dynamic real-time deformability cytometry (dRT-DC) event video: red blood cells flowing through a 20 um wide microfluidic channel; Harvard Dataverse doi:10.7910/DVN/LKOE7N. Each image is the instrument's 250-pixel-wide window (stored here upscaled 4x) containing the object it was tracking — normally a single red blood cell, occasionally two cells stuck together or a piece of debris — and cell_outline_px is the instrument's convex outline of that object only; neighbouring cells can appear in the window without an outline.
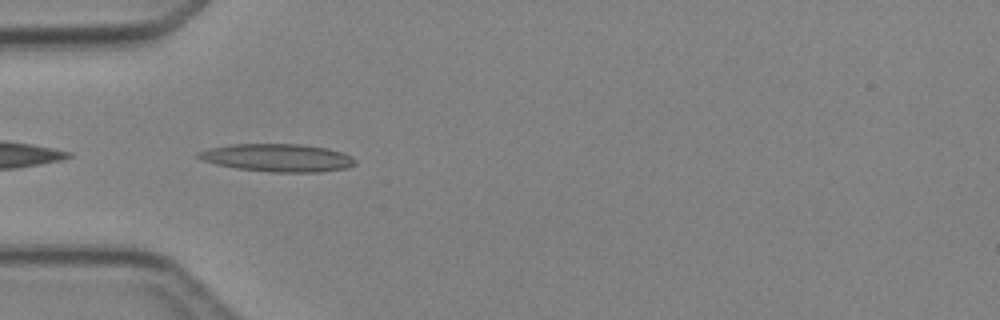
{"species": "Egyptian fruit bat (a non-hibernating species)", "species_latin": "Rousettus aegyptiacus", "temperature_condition": "cold", "stored_images_in_passage": 5, "camera_frame_rate_fps": 3000, "um_per_image_px": 0.085, "animal": {"sex": "female"}, "frame": {"image": 1, "passage_image": 4, "time_ms": 3.333, "image_size_px": [1000, 320], "cell_outline_px": [[356, 164], [348, 168], [320, 172], [272, 172], [236, 168], [216, 164], [204, 160], [196, 156], [196, 152], [208, 148], [232, 144], [300, 144], [328, 148], [344, 152], [352, 156], [356, 160]], "centroid_in_image_um": [23.64, 13.4], "position_along_channel_um": 61.4, "area_um2": 25.61}}
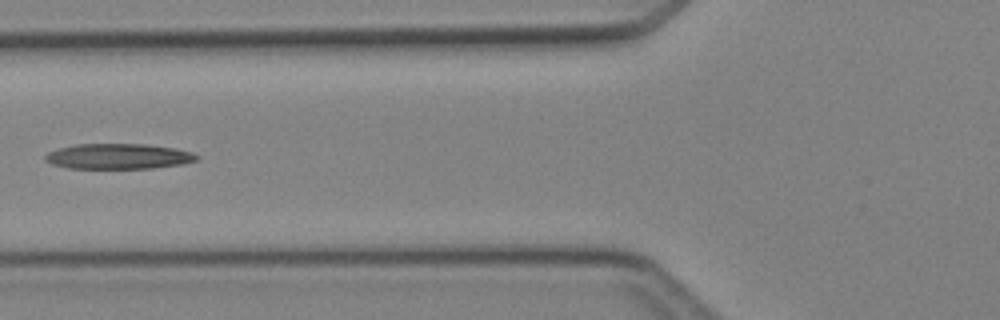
{"frame": {"image": 2, "passage_image": 5, "time_ms": 4.667, "image_size_px": [1000, 320], "cell_outline_px": [[200, 156], [196, 160], [184, 164], [152, 168], [68, 168], [52, 164], [44, 160], [44, 156], [48, 152], [60, 148], [80, 144], [148, 144], [176, 148], [192, 152]], "centroid_in_image_um": [10.1, 13.29], "position_along_channel_um": 115.7, "area_um2": 22.43}}